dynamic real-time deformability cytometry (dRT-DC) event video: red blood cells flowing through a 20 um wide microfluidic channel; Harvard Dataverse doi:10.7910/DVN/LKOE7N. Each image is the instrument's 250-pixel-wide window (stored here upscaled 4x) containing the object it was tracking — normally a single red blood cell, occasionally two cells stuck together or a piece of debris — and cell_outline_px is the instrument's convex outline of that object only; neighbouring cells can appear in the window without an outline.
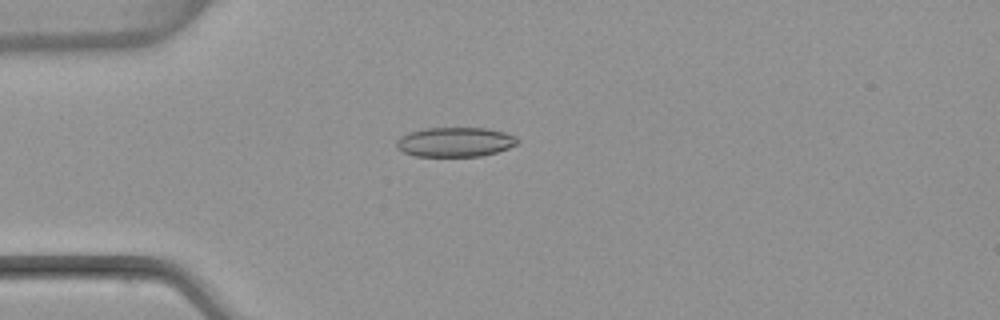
{"species": "common noctule bat (a hibernating species)", "species_latin": "Nyctalus noctula", "temperature_condition": "warm", "stored_images_in_passage": 52, "camera_frame_rate_fps": 3000, "um_per_image_px": 0.085, "animal": {"sex": "female", "body_mass_g": 22.7, "forearm_length_mm": 54.2}, "frame": {"image": 1, "passage_image": 14, "time_ms": 4.333, "image_size_px": [1000, 320], "cell_outline_px": [[520, 140], [516, 144], [508, 148], [496, 152], [480, 156], [416, 156], [404, 152], [396, 148], [396, 140], [400, 136], [408, 132], [424, 128], [488, 128], [504, 132], [516, 136]], "centroid_in_image_um": [38.67, 12.06], "position_along_channel_um": 46.3, "area_um2": 20.92}}
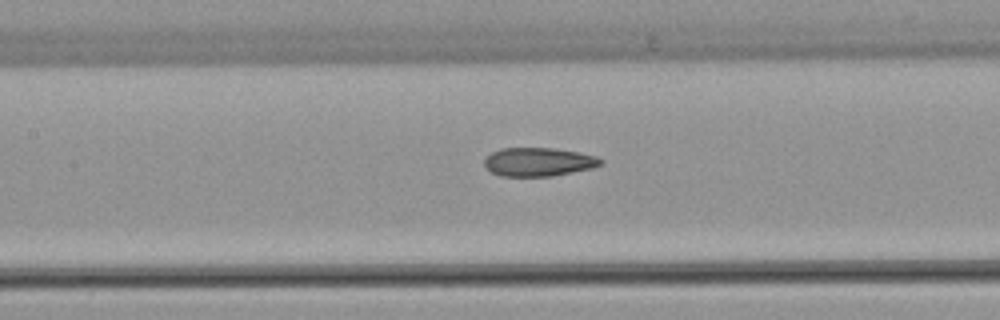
{"frame": {"image": 2, "passage_image": 24, "time_ms": 7.667, "image_size_px": [1000, 320], "cell_outline_px": [[604, 164], [592, 168], [552, 176], [500, 176], [492, 172], [484, 164], [484, 160], [492, 152], [500, 148], [552, 148], [580, 152], [596, 156], [604, 160]], "centroid_in_image_um": [45.81, 13.76], "position_along_channel_um": 161.6, "area_um2": 19.42}}
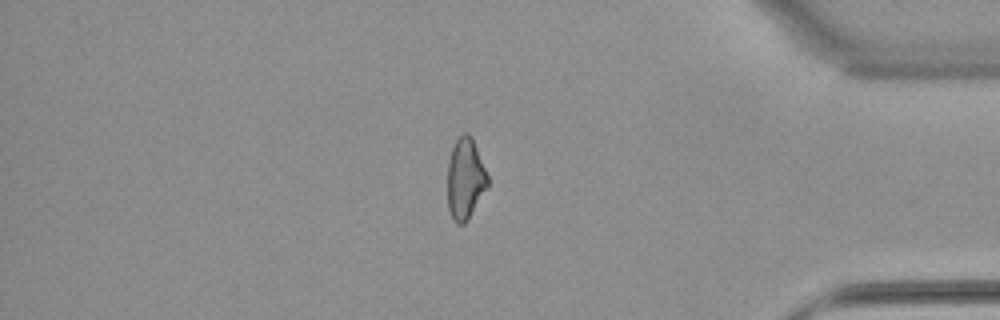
{"frame": {"image": 3, "passage_image": 44, "time_ms": 14.333, "image_size_px": [1000, 320], "cell_outline_px": [[488, 188], [468, 220], [464, 224], [456, 224], [448, 208], [448, 164], [452, 148], [456, 140], [464, 132], [468, 132], [472, 136], [488, 176]], "centroid_in_image_um": [39.56, 15.21], "position_along_channel_um": 395.6, "area_um2": 19.07}, "authors_computed_cell_mechanics": {"area_um2": 20.1144, "velocity_mm_per_s": 3.9718, "shape_relaxation_time_tau1_ms": null, "shape_relaxation_time_tau2_ms": 2.0324, "deformation_change_tau1": null, "deformation_change_tau2": 0.081}}